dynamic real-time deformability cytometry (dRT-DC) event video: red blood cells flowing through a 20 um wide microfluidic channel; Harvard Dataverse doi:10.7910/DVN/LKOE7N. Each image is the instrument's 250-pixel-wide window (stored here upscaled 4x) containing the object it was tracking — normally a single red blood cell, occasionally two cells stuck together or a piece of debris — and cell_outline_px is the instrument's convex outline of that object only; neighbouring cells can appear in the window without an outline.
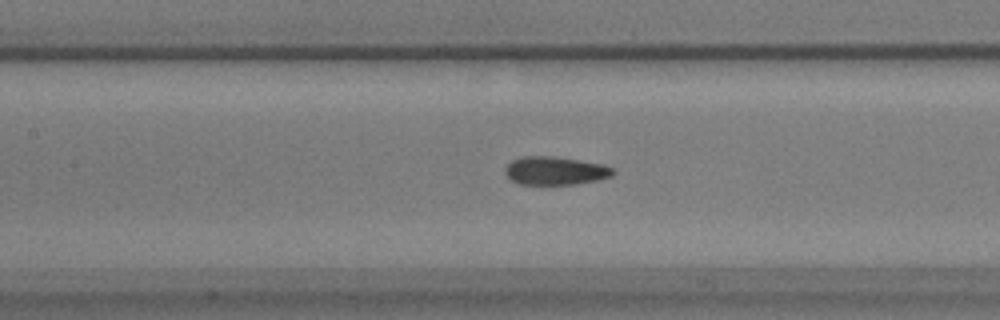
{"species": "common noctule bat (a hibernating species)", "species_latin": "Nyctalus noctula", "temperature_condition": "warm", "stored_images_in_passage": 58, "camera_frame_rate_fps": 3000, "um_per_image_px": 0.085, "animal": {"sex": "male", "body_mass_g": 17.9}, "frame": {"image": 1, "passage_image": 26, "time_ms": 8.333, "image_size_px": [1000, 320], "cell_outline_px": [[616, 172], [612, 176], [600, 180], [576, 184], [520, 184], [512, 180], [504, 172], [504, 168], [512, 160], [524, 156], [552, 156], [604, 164], [612, 168]], "centroid_in_image_um": [47.22, 14.51], "position_along_channel_um": 160.2, "area_um2": 17.8}}
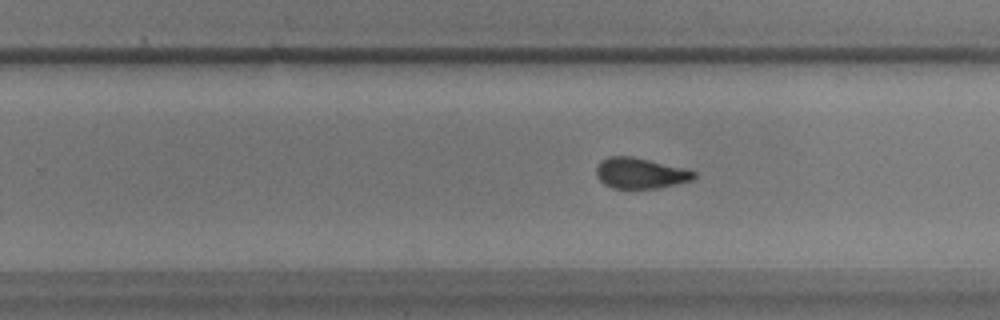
{"frame": {"image": 2, "passage_image": 36, "time_ms": 11.667, "image_size_px": [1000, 320], "cell_outline_px": [[696, 176], [692, 180], [676, 184], [656, 188], [612, 188], [604, 184], [596, 176], [596, 168], [608, 156], [632, 156], [684, 168], [696, 172]], "centroid_in_image_um": [54.43, 14.72], "position_along_channel_um": 275.4, "area_um2": 17.28}}
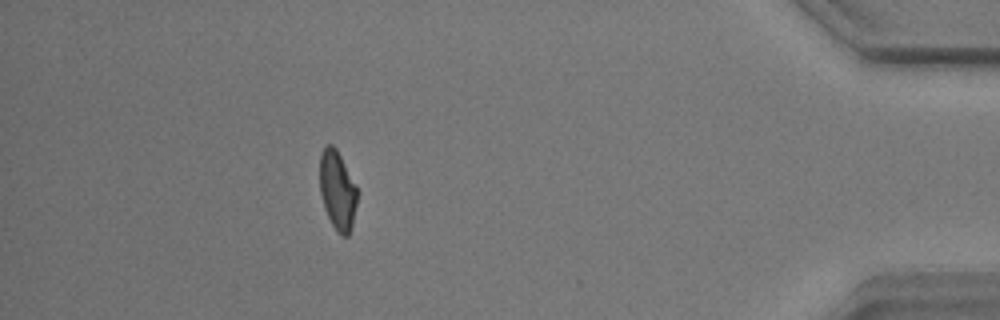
{"frame": {"image": 3, "passage_image": 52, "time_ms": 17.0, "image_size_px": [1000, 320], "cell_outline_px": [[356, 204], [352, 228], [348, 236], [340, 236], [336, 232], [324, 208], [320, 192], [320, 152], [328, 144], [332, 144], [336, 148], [356, 188]], "centroid_in_image_um": [28.66, 16.22], "position_along_channel_um": 406.5, "area_um2": 16.99}, "authors_computed_cell_mechanics": {"area_um2": 17.7446, "velocity_mm_per_s": 3.4682, "shape_relaxation_time_tau1_ms": null, "shape_relaxation_time_tau2_ms": 2.4974, "deformation_change_tau1": null, "deformation_change_tau2": 0.0578}}